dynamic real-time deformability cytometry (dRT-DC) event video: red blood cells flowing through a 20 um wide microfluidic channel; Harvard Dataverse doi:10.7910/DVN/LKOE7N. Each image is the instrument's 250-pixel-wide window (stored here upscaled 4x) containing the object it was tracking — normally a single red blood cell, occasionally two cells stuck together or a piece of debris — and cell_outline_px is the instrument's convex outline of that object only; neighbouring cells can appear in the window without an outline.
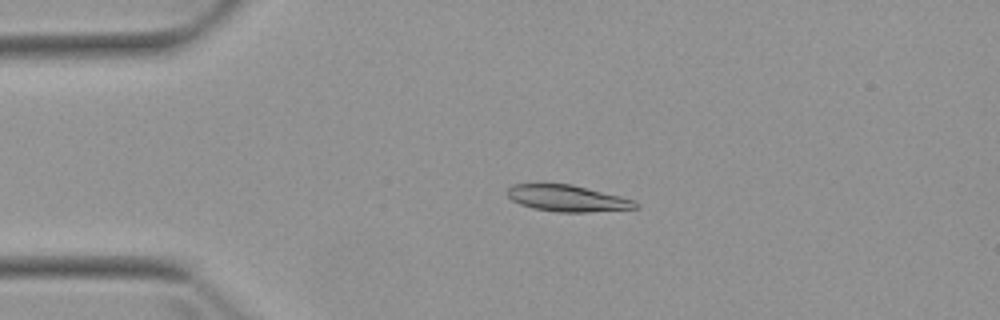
{"species": "Egyptian fruit bat (a non-hibernating species)", "species_latin": "Rousettus aegyptiacus", "temperature_condition": "warm", "stored_images_in_passage": 4, "camera_frame_rate_fps": 3000, "um_per_image_px": 0.085, "animal": {"sex": "female"}, "frame": {"image": 1, "passage_image": 3, "time_ms": 3.333, "image_size_px": [1000, 320], "cell_outline_px": [[640, 208], [588, 212], [556, 212], [532, 208], [520, 204], [512, 200], [508, 196], [508, 188], [512, 184], [536, 180], [544, 180], [572, 184], [636, 200], [640, 204]], "centroid_in_image_um": [48.17, 16.8], "position_along_channel_um": 36.8, "area_um2": 20.81}}